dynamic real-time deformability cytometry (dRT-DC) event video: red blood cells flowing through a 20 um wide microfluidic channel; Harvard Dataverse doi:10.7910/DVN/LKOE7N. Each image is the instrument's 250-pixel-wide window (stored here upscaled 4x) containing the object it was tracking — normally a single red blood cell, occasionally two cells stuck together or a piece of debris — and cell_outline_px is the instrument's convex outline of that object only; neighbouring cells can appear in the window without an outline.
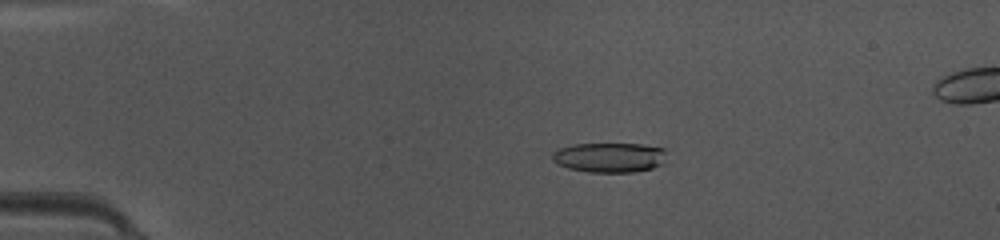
{"species": "common noctule bat (a hibernating species)", "species_latin": "Nyctalus noctula", "temperature_condition": "warm", "stored_images_in_passage": 49, "camera_frame_rate_fps": 3000, "um_per_image_px": 0.085, "animal": {"sex": "female", "body_mass_g": 10.0, "forearm_length_mm": 53.1}, "frame": {"image": 1, "passage_image": 10, "time_ms": 3.0, "image_size_px": [1000, 240], "cell_outline_px": [[664, 152], [660, 164], [652, 168], [636, 172], [588, 172], [568, 168], [552, 160], [552, 152], [556, 148], [572, 144], [644, 144], [664, 148]], "centroid_in_image_um": [51.74, 13.37], "position_along_channel_um": 33.3, "area_um2": 19.77}}
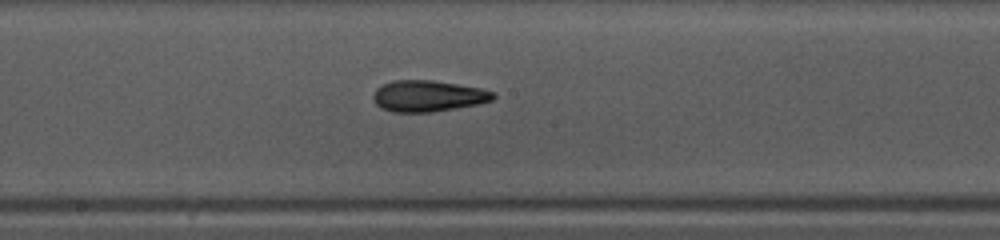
{"frame": {"image": 2, "passage_image": 26, "time_ms": 8.333, "image_size_px": [1000, 240], "cell_outline_px": [[496, 96], [492, 100], [476, 104], [432, 112], [392, 112], [380, 108], [372, 100], [372, 96], [376, 88], [380, 84], [392, 80], [432, 80], [480, 88], [492, 92]], "centroid_in_image_um": [36.29, 8.15], "position_along_channel_um": 211.9, "area_um2": 21.85}}
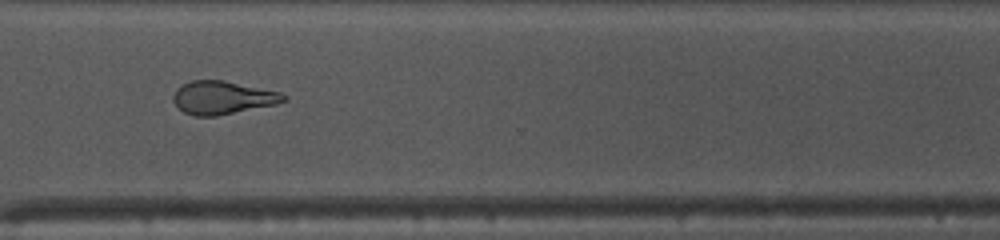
{"frame": {"image": 3, "passage_image": 36, "time_ms": 11.667, "image_size_px": [1000, 240], "cell_outline_px": [[288, 100], [276, 104], [216, 116], [196, 116], [184, 112], [172, 100], [172, 96], [176, 88], [192, 80], [224, 80], [280, 92], [288, 96]], "centroid_in_image_um": [18.93, 8.29], "position_along_channel_um": 351.7, "area_um2": 21.27}}